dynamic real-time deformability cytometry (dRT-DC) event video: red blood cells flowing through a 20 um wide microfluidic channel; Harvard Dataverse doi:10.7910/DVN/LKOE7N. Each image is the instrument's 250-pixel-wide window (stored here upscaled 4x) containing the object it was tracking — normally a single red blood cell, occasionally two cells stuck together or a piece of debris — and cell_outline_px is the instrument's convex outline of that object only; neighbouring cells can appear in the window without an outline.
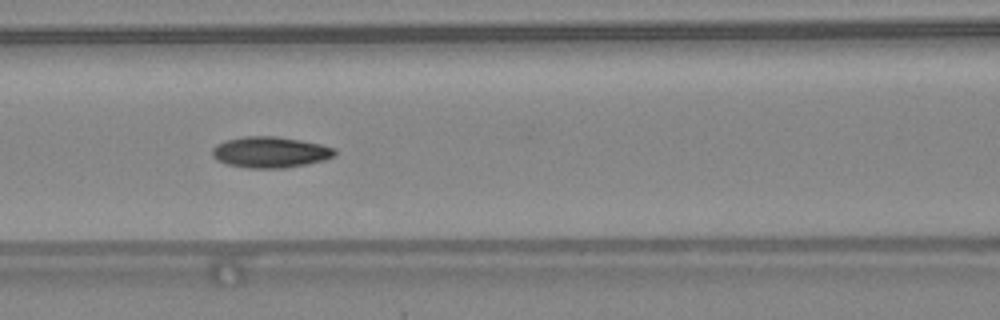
{"species": "common noctule bat (a hibernating species)", "species_latin": "Nyctalus noctula", "temperature_condition": "warm", "stored_images_in_passage": 47, "camera_frame_rate_fps": 3000, "um_per_image_px": 0.085, "animal": {"sex": "female", "body_mass_g": 24.6, "forearm_length_mm": 56.2}, "frame": {"image": 1, "passage_image": 21, "time_ms": 6.667, "image_size_px": [1000, 320], "cell_outline_px": [[336, 152], [332, 156], [324, 160], [284, 168], [248, 168], [228, 164], [216, 160], [212, 156], [212, 148], [216, 144], [224, 140], [244, 136], [276, 136], [300, 140], [320, 144], [336, 148]], "centroid_in_image_um": [22.93, 12.93], "position_along_channel_um": 143.7, "area_um2": 22.14}, "authors_computed_cell_mechanics": {"area_um2": 20.7502, "velocity_mm_per_s": 4.3651, "shape_relaxation_time_tau1_ms": null, "shape_relaxation_time_tau2_ms": 2.1884, "deformation_change_tau1": null, "deformation_change_tau2": 0.075}}